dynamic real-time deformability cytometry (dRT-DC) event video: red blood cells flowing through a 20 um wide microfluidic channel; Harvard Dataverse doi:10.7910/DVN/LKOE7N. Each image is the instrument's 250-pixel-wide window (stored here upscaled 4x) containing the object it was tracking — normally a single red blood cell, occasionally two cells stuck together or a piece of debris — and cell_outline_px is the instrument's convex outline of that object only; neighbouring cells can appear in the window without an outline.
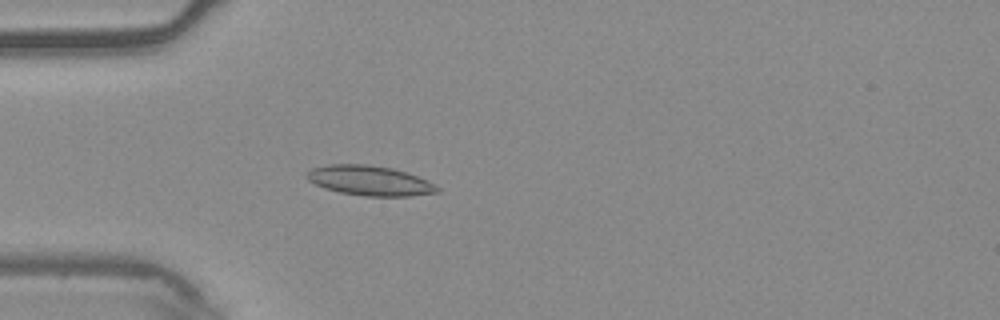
{"species": "common noctule bat (a hibernating species)", "species_latin": "Nyctalus noctula", "temperature_condition": "warm", "stored_images_in_passage": 28, "camera_frame_rate_fps": 3000, "um_per_image_px": 0.085, "animal": {"sex": "male", "body_mass_g": 20.4}, "frame": {"image": 1, "passage_image": 15, "time_ms": 4.667, "image_size_px": [1000, 320], "cell_outline_px": [[440, 192], [408, 196], [364, 196], [340, 192], [324, 188], [308, 180], [304, 176], [312, 168], [328, 164], [368, 164], [392, 168], [408, 172], [440, 188]], "centroid_in_image_um": [31.39, 15.34], "position_along_channel_um": 53.6, "area_um2": 22.6}}
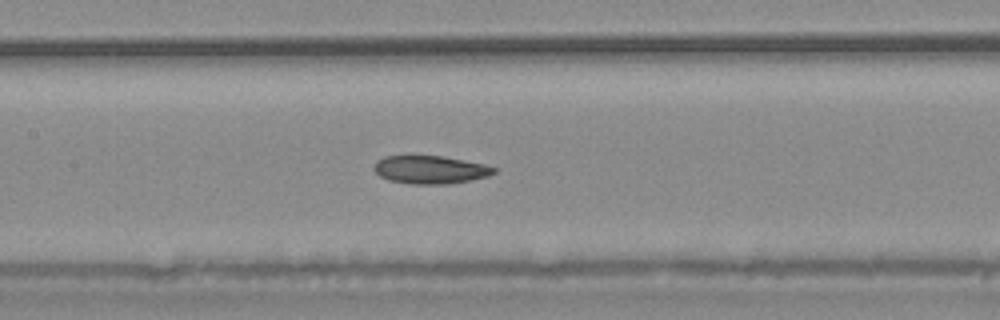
{"frame": {"image": 2, "passage_image": 25, "time_ms": 8.0, "image_size_px": [1000, 320], "cell_outline_px": [[496, 172], [488, 176], [472, 180], [448, 184], [412, 184], [388, 180], [380, 176], [372, 168], [376, 160], [384, 156], [440, 156], [484, 164], [496, 168]], "centroid_in_image_um": [36.55, 14.43], "position_along_channel_um": 170.9, "area_um2": 19.59}}
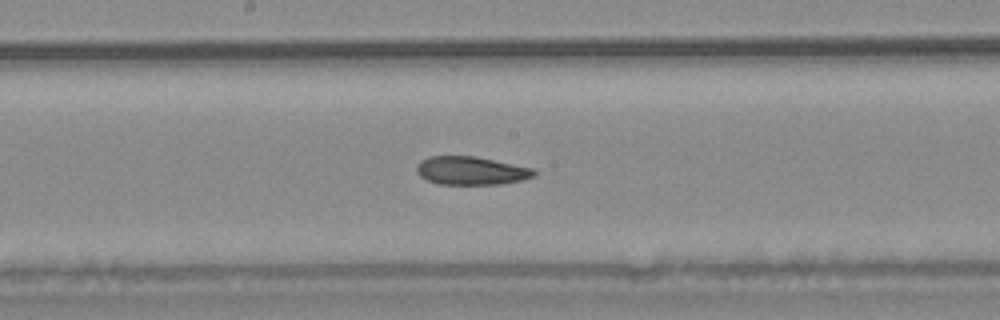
{"frame": {"image": 3, "passage_image": 28, "time_ms": 9.0, "image_size_px": [1000, 320], "cell_outline_px": [[536, 176], [504, 184], [440, 184], [428, 180], [420, 176], [416, 172], [416, 168], [420, 160], [432, 156], [476, 156], [532, 168], [536, 172]], "centroid_in_image_um": [40.04, 14.5], "position_along_channel_um": 208.2, "area_um2": 19.31}}